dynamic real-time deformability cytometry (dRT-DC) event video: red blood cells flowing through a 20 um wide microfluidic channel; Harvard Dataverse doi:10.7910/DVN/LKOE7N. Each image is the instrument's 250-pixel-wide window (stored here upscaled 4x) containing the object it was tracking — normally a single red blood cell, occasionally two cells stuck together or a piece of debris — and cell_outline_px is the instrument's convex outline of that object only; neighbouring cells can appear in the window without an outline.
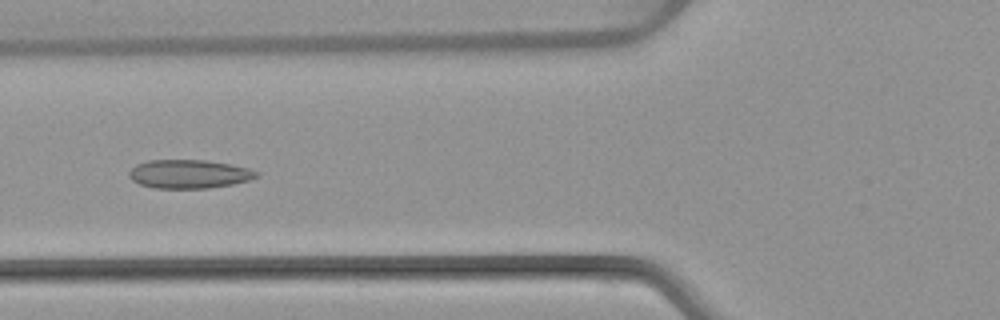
{"species": "common noctule bat (a hibernating species)", "species_latin": "Nyctalus noctula", "temperature_condition": "warm", "stored_images_in_passage": 7, "camera_frame_rate_fps": 3000, "um_per_image_px": 0.085, "animal": {"sex": "female", "body_mass_g": 22.7, "forearm_length_mm": 54.2}, "frame": {"image": 1, "passage_image": 4, "time_ms": 4.667, "image_size_px": [1000, 320], "cell_outline_px": [[260, 176], [248, 180], [232, 184], [208, 188], [156, 188], [140, 184], [132, 180], [128, 176], [128, 172], [136, 164], [148, 160], [204, 160], [232, 164], [248, 168], [260, 172]], "centroid_in_image_um": [16.08, 14.78], "position_along_channel_um": 109.7, "area_um2": 21.33}}
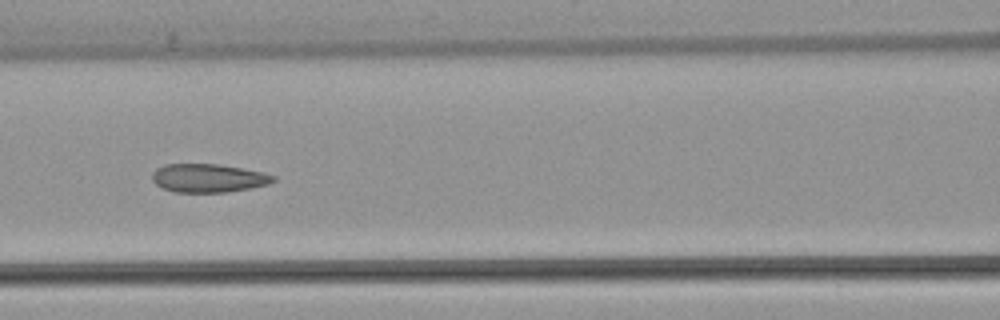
{"frame": {"image": 2, "passage_image": 5, "time_ms": 5.667, "image_size_px": [1000, 320], "cell_outline_px": [[276, 180], [268, 184], [248, 188], [224, 192], [176, 192], [164, 188], [156, 184], [152, 180], [152, 172], [156, 168], [164, 164], [220, 164], [264, 172], [276, 176]], "centroid_in_image_um": [17.7, 15.12], "position_along_channel_um": 148.9, "area_um2": 20.06}}
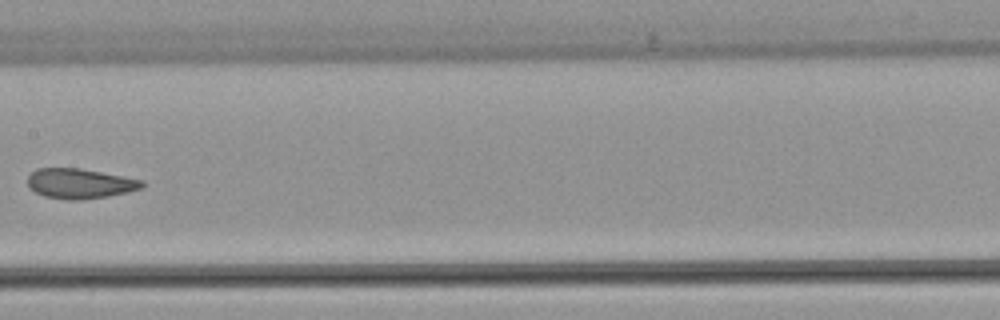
{"frame": {"image": 3, "passage_image": 6, "time_ms": 7.0, "image_size_px": [1000, 320], "cell_outline_px": [[144, 184], [140, 188], [128, 192], [108, 196], [80, 200], [64, 200], [44, 196], [28, 188], [28, 176], [36, 168], [80, 168], [144, 180]], "centroid_in_image_um": [6.76, 15.6], "position_along_channel_um": 200.6, "area_um2": 20.06}}